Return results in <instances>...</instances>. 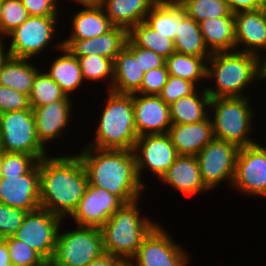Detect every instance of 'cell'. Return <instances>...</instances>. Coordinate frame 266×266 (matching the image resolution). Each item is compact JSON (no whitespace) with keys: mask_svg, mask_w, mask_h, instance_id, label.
Masks as SVG:
<instances>
[{"mask_svg":"<svg viewBox=\"0 0 266 266\" xmlns=\"http://www.w3.org/2000/svg\"><path fill=\"white\" fill-rule=\"evenodd\" d=\"M40 207L61 217H71L88 186L84 166L77 155L45 157L39 161Z\"/></svg>","mask_w":266,"mask_h":266,"instance_id":"1","label":"cell"},{"mask_svg":"<svg viewBox=\"0 0 266 266\" xmlns=\"http://www.w3.org/2000/svg\"><path fill=\"white\" fill-rule=\"evenodd\" d=\"M81 152L77 156L89 185L103 188L125 204L141 198L145 184L139 180L133 150L85 147Z\"/></svg>","mask_w":266,"mask_h":266,"instance_id":"2","label":"cell"},{"mask_svg":"<svg viewBox=\"0 0 266 266\" xmlns=\"http://www.w3.org/2000/svg\"><path fill=\"white\" fill-rule=\"evenodd\" d=\"M206 78H215V87H206L211 98L245 97L244 89L258 79L257 55L233 51L212 53Z\"/></svg>","mask_w":266,"mask_h":266,"instance_id":"3","label":"cell"},{"mask_svg":"<svg viewBox=\"0 0 266 266\" xmlns=\"http://www.w3.org/2000/svg\"><path fill=\"white\" fill-rule=\"evenodd\" d=\"M138 203L137 200L124 204L100 227L104 251L123 263H129L143 239L157 225L147 217H140Z\"/></svg>","mask_w":266,"mask_h":266,"instance_id":"4","label":"cell"},{"mask_svg":"<svg viewBox=\"0 0 266 266\" xmlns=\"http://www.w3.org/2000/svg\"><path fill=\"white\" fill-rule=\"evenodd\" d=\"M107 101L100 116L95 138L85 147L133 150L138 135L135 129L133 94L108 90Z\"/></svg>","mask_w":266,"mask_h":266,"instance_id":"5","label":"cell"},{"mask_svg":"<svg viewBox=\"0 0 266 266\" xmlns=\"http://www.w3.org/2000/svg\"><path fill=\"white\" fill-rule=\"evenodd\" d=\"M249 97L211 98L214 138L235 144L238 148L250 146L256 141L249 136L253 127L254 111ZM213 109V110H212Z\"/></svg>","mask_w":266,"mask_h":266,"instance_id":"6","label":"cell"},{"mask_svg":"<svg viewBox=\"0 0 266 266\" xmlns=\"http://www.w3.org/2000/svg\"><path fill=\"white\" fill-rule=\"evenodd\" d=\"M58 231L51 266H86L105 253L99 227L77 226L71 231Z\"/></svg>","mask_w":266,"mask_h":266,"instance_id":"7","label":"cell"},{"mask_svg":"<svg viewBox=\"0 0 266 266\" xmlns=\"http://www.w3.org/2000/svg\"><path fill=\"white\" fill-rule=\"evenodd\" d=\"M0 133L5 152L30 154L38 161L47 157V149L37 138L32 109L0 114Z\"/></svg>","mask_w":266,"mask_h":266,"instance_id":"8","label":"cell"},{"mask_svg":"<svg viewBox=\"0 0 266 266\" xmlns=\"http://www.w3.org/2000/svg\"><path fill=\"white\" fill-rule=\"evenodd\" d=\"M62 222L61 217L39 207L26 213L22 225L12 236L30 246L49 263L55 252Z\"/></svg>","mask_w":266,"mask_h":266,"instance_id":"9","label":"cell"},{"mask_svg":"<svg viewBox=\"0 0 266 266\" xmlns=\"http://www.w3.org/2000/svg\"><path fill=\"white\" fill-rule=\"evenodd\" d=\"M58 16H29L7 37H12L8 48L12 57L31 59L50 45L55 36Z\"/></svg>","mask_w":266,"mask_h":266,"instance_id":"10","label":"cell"},{"mask_svg":"<svg viewBox=\"0 0 266 266\" xmlns=\"http://www.w3.org/2000/svg\"><path fill=\"white\" fill-rule=\"evenodd\" d=\"M238 150L233 143L213 138L196 155L202 181L209 190L222 181L233 183Z\"/></svg>","mask_w":266,"mask_h":266,"instance_id":"11","label":"cell"},{"mask_svg":"<svg viewBox=\"0 0 266 266\" xmlns=\"http://www.w3.org/2000/svg\"><path fill=\"white\" fill-rule=\"evenodd\" d=\"M159 223L143 239L130 266H187L189 255ZM135 262V263H134Z\"/></svg>","mask_w":266,"mask_h":266,"instance_id":"12","label":"cell"},{"mask_svg":"<svg viewBox=\"0 0 266 266\" xmlns=\"http://www.w3.org/2000/svg\"><path fill=\"white\" fill-rule=\"evenodd\" d=\"M231 187L243 194L266 197V150L255 143L239 148Z\"/></svg>","mask_w":266,"mask_h":266,"instance_id":"13","label":"cell"},{"mask_svg":"<svg viewBox=\"0 0 266 266\" xmlns=\"http://www.w3.org/2000/svg\"><path fill=\"white\" fill-rule=\"evenodd\" d=\"M133 152L141 183L143 182L142 170L147 168L161 179L178 156L168 134L138 136Z\"/></svg>","mask_w":266,"mask_h":266,"instance_id":"14","label":"cell"},{"mask_svg":"<svg viewBox=\"0 0 266 266\" xmlns=\"http://www.w3.org/2000/svg\"><path fill=\"white\" fill-rule=\"evenodd\" d=\"M0 202L27 212L40 207L39 162L26 174L0 178Z\"/></svg>","mask_w":266,"mask_h":266,"instance_id":"15","label":"cell"},{"mask_svg":"<svg viewBox=\"0 0 266 266\" xmlns=\"http://www.w3.org/2000/svg\"><path fill=\"white\" fill-rule=\"evenodd\" d=\"M125 203L116 195L89 185L71 218L76 226L101 227Z\"/></svg>","mask_w":266,"mask_h":266,"instance_id":"16","label":"cell"},{"mask_svg":"<svg viewBox=\"0 0 266 266\" xmlns=\"http://www.w3.org/2000/svg\"><path fill=\"white\" fill-rule=\"evenodd\" d=\"M133 106L138 136L168 133L172 125L170 107L159 95L134 93Z\"/></svg>","mask_w":266,"mask_h":266,"instance_id":"17","label":"cell"},{"mask_svg":"<svg viewBox=\"0 0 266 266\" xmlns=\"http://www.w3.org/2000/svg\"><path fill=\"white\" fill-rule=\"evenodd\" d=\"M128 40V30L114 26L105 34L90 39H67L62 46L75 57H85L96 54L108 59L114 58L125 48Z\"/></svg>","mask_w":266,"mask_h":266,"instance_id":"18","label":"cell"},{"mask_svg":"<svg viewBox=\"0 0 266 266\" xmlns=\"http://www.w3.org/2000/svg\"><path fill=\"white\" fill-rule=\"evenodd\" d=\"M71 103L70 97L66 95L63 99L32 109L37 138L44 148L47 142L63 135L72 115Z\"/></svg>","mask_w":266,"mask_h":266,"instance_id":"19","label":"cell"},{"mask_svg":"<svg viewBox=\"0 0 266 266\" xmlns=\"http://www.w3.org/2000/svg\"><path fill=\"white\" fill-rule=\"evenodd\" d=\"M234 19L236 51L241 44L246 48L241 49L240 52L258 56L260 51H266V11L264 8L236 12Z\"/></svg>","mask_w":266,"mask_h":266,"instance_id":"20","label":"cell"},{"mask_svg":"<svg viewBox=\"0 0 266 266\" xmlns=\"http://www.w3.org/2000/svg\"><path fill=\"white\" fill-rule=\"evenodd\" d=\"M160 180L184 196H192L209 190L202 181L195 155H178Z\"/></svg>","mask_w":266,"mask_h":266,"instance_id":"21","label":"cell"},{"mask_svg":"<svg viewBox=\"0 0 266 266\" xmlns=\"http://www.w3.org/2000/svg\"><path fill=\"white\" fill-rule=\"evenodd\" d=\"M212 117L190 124H172L168 135L178 155H197L213 138Z\"/></svg>","mask_w":266,"mask_h":266,"instance_id":"22","label":"cell"},{"mask_svg":"<svg viewBox=\"0 0 266 266\" xmlns=\"http://www.w3.org/2000/svg\"><path fill=\"white\" fill-rule=\"evenodd\" d=\"M199 27L210 53L232 52L236 48L234 13L199 22Z\"/></svg>","mask_w":266,"mask_h":266,"instance_id":"23","label":"cell"},{"mask_svg":"<svg viewBox=\"0 0 266 266\" xmlns=\"http://www.w3.org/2000/svg\"><path fill=\"white\" fill-rule=\"evenodd\" d=\"M158 0H104L100 6L114 26L129 30L144 21Z\"/></svg>","mask_w":266,"mask_h":266,"instance_id":"24","label":"cell"},{"mask_svg":"<svg viewBox=\"0 0 266 266\" xmlns=\"http://www.w3.org/2000/svg\"><path fill=\"white\" fill-rule=\"evenodd\" d=\"M114 78L112 92L118 94H134L142 84L144 72L138 58L125 47L113 60Z\"/></svg>","mask_w":266,"mask_h":266,"instance_id":"25","label":"cell"},{"mask_svg":"<svg viewBox=\"0 0 266 266\" xmlns=\"http://www.w3.org/2000/svg\"><path fill=\"white\" fill-rule=\"evenodd\" d=\"M84 9L74 13L71 36L66 39H90L110 31L114 25L100 5H83Z\"/></svg>","mask_w":266,"mask_h":266,"instance_id":"26","label":"cell"},{"mask_svg":"<svg viewBox=\"0 0 266 266\" xmlns=\"http://www.w3.org/2000/svg\"><path fill=\"white\" fill-rule=\"evenodd\" d=\"M56 48L63 53L56 57L46 72L61 88V90L70 97L74 90L82 85L83 76L78 58L75 57L67 48L62 46V41L55 44Z\"/></svg>","mask_w":266,"mask_h":266,"instance_id":"27","label":"cell"},{"mask_svg":"<svg viewBox=\"0 0 266 266\" xmlns=\"http://www.w3.org/2000/svg\"><path fill=\"white\" fill-rule=\"evenodd\" d=\"M210 101L211 97L205 88L201 92L196 89L190 95L179 98L169 105L172 124H190L206 120L212 113H208Z\"/></svg>","mask_w":266,"mask_h":266,"instance_id":"28","label":"cell"},{"mask_svg":"<svg viewBox=\"0 0 266 266\" xmlns=\"http://www.w3.org/2000/svg\"><path fill=\"white\" fill-rule=\"evenodd\" d=\"M186 16L178 1L158 0L150 9L144 22L155 31L174 41L178 24Z\"/></svg>","mask_w":266,"mask_h":266,"instance_id":"29","label":"cell"},{"mask_svg":"<svg viewBox=\"0 0 266 266\" xmlns=\"http://www.w3.org/2000/svg\"><path fill=\"white\" fill-rule=\"evenodd\" d=\"M28 60L9 56L0 69V85L29 96L39 70Z\"/></svg>","mask_w":266,"mask_h":266,"instance_id":"30","label":"cell"},{"mask_svg":"<svg viewBox=\"0 0 266 266\" xmlns=\"http://www.w3.org/2000/svg\"><path fill=\"white\" fill-rule=\"evenodd\" d=\"M173 42L176 53L211 57L204 43L199 23L187 15L178 24V32Z\"/></svg>","mask_w":266,"mask_h":266,"instance_id":"31","label":"cell"},{"mask_svg":"<svg viewBox=\"0 0 266 266\" xmlns=\"http://www.w3.org/2000/svg\"><path fill=\"white\" fill-rule=\"evenodd\" d=\"M209 58L175 52L165 59V65L169 76L186 79L197 85V82L206 79Z\"/></svg>","mask_w":266,"mask_h":266,"instance_id":"32","label":"cell"},{"mask_svg":"<svg viewBox=\"0 0 266 266\" xmlns=\"http://www.w3.org/2000/svg\"><path fill=\"white\" fill-rule=\"evenodd\" d=\"M128 40L134 46L152 50L164 59L176 52L171 39L150 28L144 21L128 30Z\"/></svg>","mask_w":266,"mask_h":266,"instance_id":"33","label":"cell"},{"mask_svg":"<svg viewBox=\"0 0 266 266\" xmlns=\"http://www.w3.org/2000/svg\"><path fill=\"white\" fill-rule=\"evenodd\" d=\"M188 17L196 22L228 16L231 11L226 0H178Z\"/></svg>","mask_w":266,"mask_h":266,"instance_id":"34","label":"cell"},{"mask_svg":"<svg viewBox=\"0 0 266 266\" xmlns=\"http://www.w3.org/2000/svg\"><path fill=\"white\" fill-rule=\"evenodd\" d=\"M65 96L59 85L47 73L40 70L36 74L29 95L32 109L63 99Z\"/></svg>","mask_w":266,"mask_h":266,"instance_id":"35","label":"cell"},{"mask_svg":"<svg viewBox=\"0 0 266 266\" xmlns=\"http://www.w3.org/2000/svg\"><path fill=\"white\" fill-rule=\"evenodd\" d=\"M84 80L99 81L109 79L108 89H112L114 78L113 60L96 54L85 57H77Z\"/></svg>","mask_w":266,"mask_h":266,"instance_id":"36","label":"cell"},{"mask_svg":"<svg viewBox=\"0 0 266 266\" xmlns=\"http://www.w3.org/2000/svg\"><path fill=\"white\" fill-rule=\"evenodd\" d=\"M8 246L11 262L15 266H45L48 262L30 246L13 236L3 238Z\"/></svg>","mask_w":266,"mask_h":266,"instance_id":"37","label":"cell"},{"mask_svg":"<svg viewBox=\"0 0 266 266\" xmlns=\"http://www.w3.org/2000/svg\"><path fill=\"white\" fill-rule=\"evenodd\" d=\"M29 17L27 9L21 0H2L0 35L7 37L15 28Z\"/></svg>","mask_w":266,"mask_h":266,"instance_id":"38","label":"cell"},{"mask_svg":"<svg viewBox=\"0 0 266 266\" xmlns=\"http://www.w3.org/2000/svg\"><path fill=\"white\" fill-rule=\"evenodd\" d=\"M39 161L30 154L1 153V177L21 176L28 173Z\"/></svg>","mask_w":266,"mask_h":266,"instance_id":"39","label":"cell"},{"mask_svg":"<svg viewBox=\"0 0 266 266\" xmlns=\"http://www.w3.org/2000/svg\"><path fill=\"white\" fill-rule=\"evenodd\" d=\"M196 89V85L189 80L169 76L164 85L159 97L167 104L171 105L173 102L181 97L190 95Z\"/></svg>","mask_w":266,"mask_h":266,"instance_id":"40","label":"cell"},{"mask_svg":"<svg viewBox=\"0 0 266 266\" xmlns=\"http://www.w3.org/2000/svg\"><path fill=\"white\" fill-rule=\"evenodd\" d=\"M27 211L0 202V238L12 236L22 225Z\"/></svg>","mask_w":266,"mask_h":266,"instance_id":"41","label":"cell"},{"mask_svg":"<svg viewBox=\"0 0 266 266\" xmlns=\"http://www.w3.org/2000/svg\"><path fill=\"white\" fill-rule=\"evenodd\" d=\"M32 109L28 95L0 85V114Z\"/></svg>","mask_w":266,"mask_h":266,"instance_id":"42","label":"cell"},{"mask_svg":"<svg viewBox=\"0 0 266 266\" xmlns=\"http://www.w3.org/2000/svg\"><path fill=\"white\" fill-rule=\"evenodd\" d=\"M166 65L144 73L140 89L136 92L145 95H159L168 80Z\"/></svg>","mask_w":266,"mask_h":266,"instance_id":"43","label":"cell"},{"mask_svg":"<svg viewBox=\"0 0 266 266\" xmlns=\"http://www.w3.org/2000/svg\"><path fill=\"white\" fill-rule=\"evenodd\" d=\"M125 47L134 55V58H138V63L144 73L165 65V59L152 50L136 47L129 40Z\"/></svg>","mask_w":266,"mask_h":266,"instance_id":"44","label":"cell"},{"mask_svg":"<svg viewBox=\"0 0 266 266\" xmlns=\"http://www.w3.org/2000/svg\"><path fill=\"white\" fill-rule=\"evenodd\" d=\"M58 0H21L29 16H58Z\"/></svg>","mask_w":266,"mask_h":266,"instance_id":"45","label":"cell"},{"mask_svg":"<svg viewBox=\"0 0 266 266\" xmlns=\"http://www.w3.org/2000/svg\"><path fill=\"white\" fill-rule=\"evenodd\" d=\"M230 11L236 13L239 11L258 10L264 8L265 0H226Z\"/></svg>","mask_w":266,"mask_h":266,"instance_id":"46","label":"cell"},{"mask_svg":"<svg viewBox=\"0 0 266 266\" xmlns=\"http://www.w3.org/2000/svg\"><path fill=\"white\" fill-rule=\"evenodd\" d=\"M122 264L123 262L118 257L105 252L86 266H121Z\"/></svg>","mask_w":266,"mask_h":266,"instance_id":"47","label":"cell"},{"mask_svg":"<svg viewBox=\"0 0 266 266\" xmlns=\"http://www.w3.org/2000/svg\"><path fill=\"white\" fill-rule=\"evenodd\" d=\"M9 262L11 259L7 243L3 238H0V266H6Z\"/></svg>","mask_w":266,"mask_h":266,"instance_id":"48","label":"cell"},{"mask_svg":"<svg viewBox=\"0 0 266 266\" xmlns=\"http://www.w3.org/2000/svg\"><path fill=\"white\" fill-rule=\"evenodd\" d=\"M260 53L258 57V78L259 80L261 79H266V56L261 55ZM265 57V58H264Z\"/></svg>","mask_w":266,"mask_h":266,"instance_id":"49","label":"cell"},{"mask_svg":"<svg viewBox=\"0 0 266 266\" xmlns=\"http://www.w3.org/2000/svg\"><path fill=\"white\" fill-rule=\"evenodd\" d=\"M3 38H0V69L2 68V65L5 63V61L9 58L10 54L9 51L6 50L3 43Z\"/></svg>","mask_w":266,"mask_h":266,"instance_id":"50","label":"cell"},{"mask_svg":"<svg viewBox=\"0 0 266 266\" xmlns=\"http://www.w3.org/2000/svg\"><path fill=\"white\" fill-rule=\"evenodd\" d=\"M80 5H100L104 0H75Z\"/></svg>","mask_w":266,"mask_h":266,"instance_id":"51","label":"cell"},{"mask_svg":"<svg viewBox=\"0 0 266 266\" xmlns=\"http://www.w3.org/2000/svg\"><path fill=\"white\" fill-rule=\"evenodd\" d=\"M4 150H3V147H2V140H1V133H0V153H2Z\"/></svg>","mask_w":266,"mask_h":266,"instance_id":"52","label":"cell"},{"mask_svg":"<svg viewBox=\"0 0 266 266\" xmlns=\"http://www.w3.org/2000/svg\"><path fill=\"white\" fill-rule=\"evenodd\" d=\"M6 266H15L12 262L6 264Z\"/></svg>","mask_w":266,"mask_h":266,"instance_id":"53","label":"cell"},{"mask_svg":"<svg viewBox=\"0 0 266 266\" xmlns=\"http://www.w3.org/2000/svg\"><path fill=\"white\" fill-rule=\"evenodd\" d=\"M0 178H1V153H0Z\"/></svg>","mask_w":266,"mask_h":266,"instance_id":"54","label":"cell"},{"mask_svg":"<svg viewBox=\"0 0 266 266\" xmlns=\"http://www.w3.org/2000/svg\"><path fill=\"white\" fill-rule=\"evenodd\" d=\"M121 266H130L128 263H123Z\"/></svg>","mask_w":266,"mask_h":266,"instance_id":"55","label":"cell"},{"mask_svg":"<svg viewBox=\"0 0 266 266\" xmlns=\"http://www.w3.org/2000/svg\"><path fill=\"white\" fill-rule=\"evenodd\" d=\"M264 10L266 11V0H265V4H264Z\"/></svg>","mask_w":266,"mask_h":266,"instance_id":"56","label":"cell"}]
</instances>
